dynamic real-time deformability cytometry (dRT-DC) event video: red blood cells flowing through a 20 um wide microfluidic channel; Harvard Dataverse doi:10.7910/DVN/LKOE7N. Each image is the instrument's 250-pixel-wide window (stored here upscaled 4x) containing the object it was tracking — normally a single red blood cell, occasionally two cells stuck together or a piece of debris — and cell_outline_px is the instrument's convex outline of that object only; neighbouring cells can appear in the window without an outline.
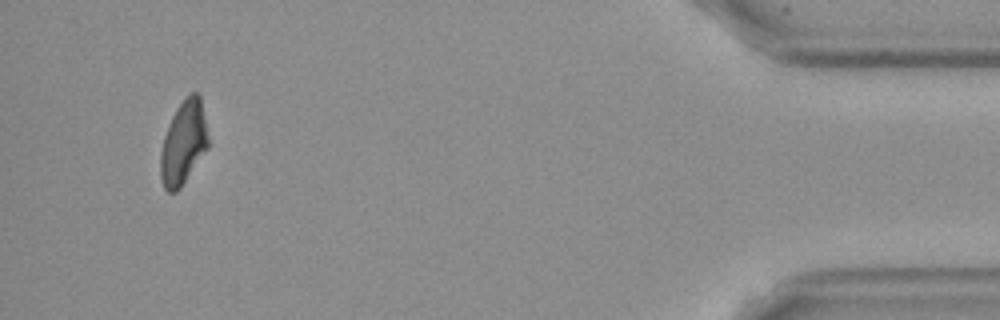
{"species": "Egyptian fruit bat (a non-hibernating species)", "species_latin": "Rousettus aegyptiacus", "temperature_condition": "cold", "stored_images_in_passage": 15, "camera_frame_rate_fps": 3000, "um_per_image_px": 0.085, "frame": {"image": 1, "passage_image": 15, "time_ms": 18.0, "image_size_px": [1000, 320], "cell_outline_px": [[208, 148], [180, 188], [176, 192], [168, 192], [164, 188], [160, 176], [160, 152], [164, 136], [168, 124], [176, 108], [184, 96], [192, 92], [196, 92], [200, 96], [208, 136]], "centroid_in_image_um": [15.58, 12.13], "position_along_channel_um": 419.6, "area_um2": 23.29}, "authors_computed_cell_mechanics": {"area_um2": 21.0392, "velocity_mm_per_s": 3.54, "shape_relaxation_time_tau1_ms": 6.6045, "shape_relaxation_time_tau2_ms": 3.2675, "deformation_change_tau1": 0.1089, "deformation_change_tau2": 0.0659}}